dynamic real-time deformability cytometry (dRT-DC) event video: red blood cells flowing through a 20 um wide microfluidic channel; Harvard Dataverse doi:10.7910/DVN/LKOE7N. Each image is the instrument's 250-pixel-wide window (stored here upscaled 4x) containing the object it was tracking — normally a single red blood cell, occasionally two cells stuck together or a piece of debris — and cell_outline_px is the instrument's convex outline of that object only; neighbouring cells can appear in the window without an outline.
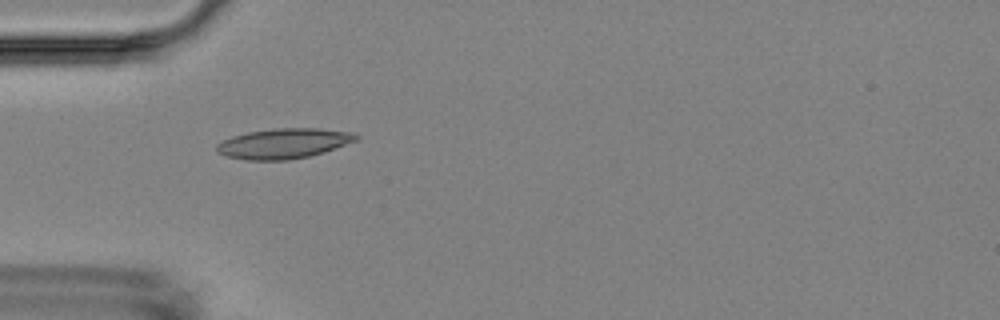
{"species": "Egyptian fruit bat (a non-hibernating species)", "species_latin": "Rousettus aegyptiacus", "temperature_condition": "room temperature", "stored_images_in_passage": 4, "camera_frame_rate_fps": 3000, "um_per_image_px": 0.085, "animal": {"sex": "female"}, "frame": {"image": 1, "passage_image": 3, "time_ms": 2.333, "image_size_px": [1000, 320], "cell_outline_px": [[360, 136], [356, 140], [324, 152], [308, 156], [288, 160], [248, 160], [228, 156], [216, 152], [216, 144], [232, 136], [248, 132], [272, 128], [320, 128], [356, 132]], "centroid_in_image_um": [24.13, 12.18], "position_along_channel_um": 60.9, "area_um2": 24.51}}
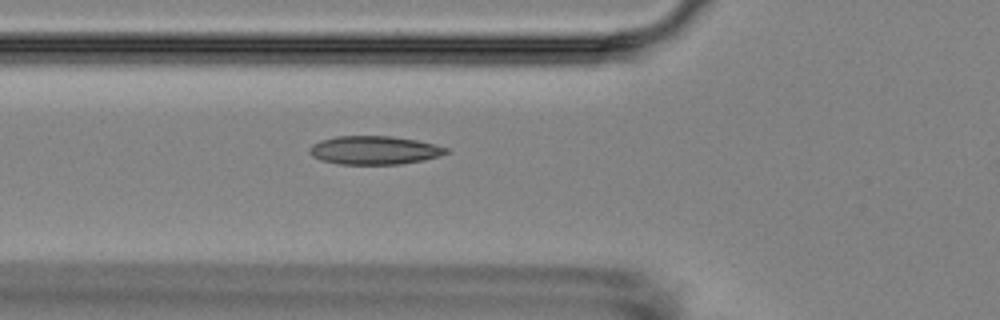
{"frame": {"image": 2, "passage_image": 4, "time_ms": 3.333, "image_size_px": [1000, 320], "cell_outline_px": [[448, 152], [440, 156], [424, 160], [400, 164], [340, 164], [320, 160], [312, 156], [308, 152], [308, 148], [312, 144], [320, 140], [336, 136], [392, 136], [416, 140], [448, 148]], "centroid_in_image_um": [31.77, 12.77], "position_along_channel_um": 94.0, "area_um2": 22.72}}